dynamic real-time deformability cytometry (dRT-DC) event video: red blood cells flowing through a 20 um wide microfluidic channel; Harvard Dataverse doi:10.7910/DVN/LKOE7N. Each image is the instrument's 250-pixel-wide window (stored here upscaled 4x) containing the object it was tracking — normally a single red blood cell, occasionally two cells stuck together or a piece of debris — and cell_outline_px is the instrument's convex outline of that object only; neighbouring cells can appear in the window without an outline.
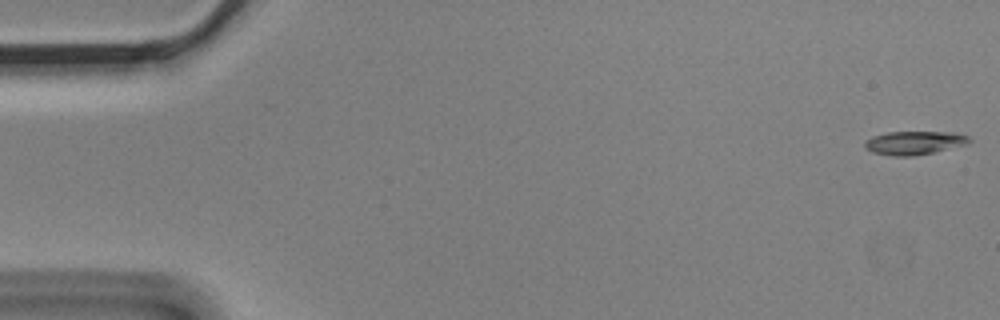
{"species": "Egyptian fruit bat (a non-hibernating species)", "species_latin": "Rousettus aegyptiacus", "temperature_condition": "cold", "stored_images_in_passage": 5, "camera_frame_rate_fps": 3000, "um_per_image_px": 0.085, "animal": {"sex": "male"}, "frame": {"image": 1, "passage_image": 1, "time_ms": 0.0, "image_size_px": [1000, 320], "cell_outline_px": [[972, 140], [968, 144], [932, 152], [912, 156], [892, 156], [872, 152], [864, 144], [864, 140], [872, 136], [888, 132], [956, 132], [968, 136]], "centroid_in_image_um": [77.72, 12.13], "position_along_channel_um": 7.3, "area_um2": 14.28}}